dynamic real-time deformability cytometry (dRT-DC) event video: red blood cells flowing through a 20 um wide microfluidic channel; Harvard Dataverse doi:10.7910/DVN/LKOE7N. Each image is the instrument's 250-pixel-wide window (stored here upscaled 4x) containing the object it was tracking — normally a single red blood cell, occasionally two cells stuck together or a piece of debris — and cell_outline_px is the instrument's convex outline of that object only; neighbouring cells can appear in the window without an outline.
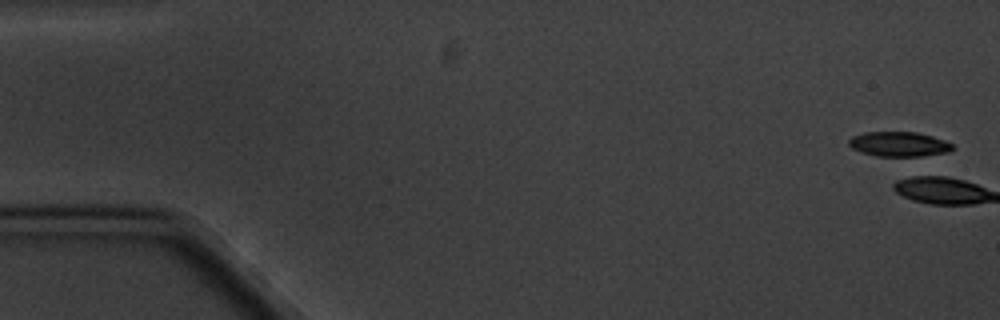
{"species": "common noctule bat (a hibernating species)", "species_latin": "Nyctalus noctula", "temperature_condition": "cold", "stored_images_in_passage": 6, "segment_of_instrument_passage": [2, 2], "camera_frame_rate_fps": 3000, "um_per_image_px": 0.085, "animal": {"sex": "male", "body_mass_g": 20.1, "forearm_length_mm": 53.5}, "frame": {"image": 1, "passage_image": 6, "time_ms": 7.667, "image_size_px": [1000, 320], "cell_outline_px": [[956, 148], [948, 152], [912, 160], [876, 156], [860, 152], [852, 148], [848, 144], [848, 140], [852, 136], [864, 132], [916, 132], [932, 136], [944, 140], [952, 144]], "centroid_in_image_um": [76.45, 12.31], "position_along_channel_um": 8.5, "area_um2": 15.95}}